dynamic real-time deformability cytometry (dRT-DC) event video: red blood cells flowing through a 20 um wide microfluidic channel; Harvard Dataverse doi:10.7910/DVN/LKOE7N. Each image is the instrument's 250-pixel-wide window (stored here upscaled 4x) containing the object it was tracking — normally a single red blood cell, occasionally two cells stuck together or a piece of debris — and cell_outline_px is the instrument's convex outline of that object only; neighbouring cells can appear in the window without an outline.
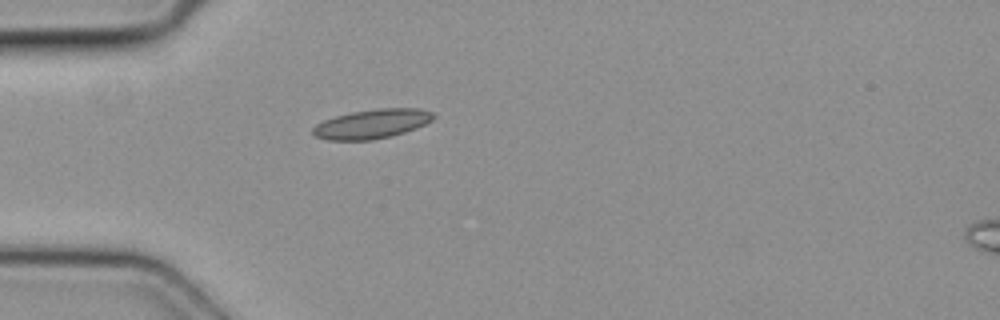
{"species": "common noctule bat (a hibernating species)", "species_latin": "Nyctalus noctula", "temperature_condition": "cold", "stored_images_in_passage": 2, "camera_frame_rate_fps": 3000, "um_per_image_px": 0.085, "animal": {"sex": "female", "body_mass_g": 19.3, "forearm_length_mm": 54.1}, "frame": {"image": 1, "passage_image": 2, "time_ms": 0.333, "image_size_px": [1000, 320], "cell_outline_px": [[436, 116], [432, 120], [424, 124], [404, 132], [372, 140], [328, 140], [316, 136], [312, 132], [312, 128], [316, 124], [324, 120], [336, 116], [352, 112], [376, 108], [420, 108], [432, 112]], "centroid_in_image_um": [31.61, 10.52], "position_along_channel_um": 53.4, "area_um2": 20.4}}